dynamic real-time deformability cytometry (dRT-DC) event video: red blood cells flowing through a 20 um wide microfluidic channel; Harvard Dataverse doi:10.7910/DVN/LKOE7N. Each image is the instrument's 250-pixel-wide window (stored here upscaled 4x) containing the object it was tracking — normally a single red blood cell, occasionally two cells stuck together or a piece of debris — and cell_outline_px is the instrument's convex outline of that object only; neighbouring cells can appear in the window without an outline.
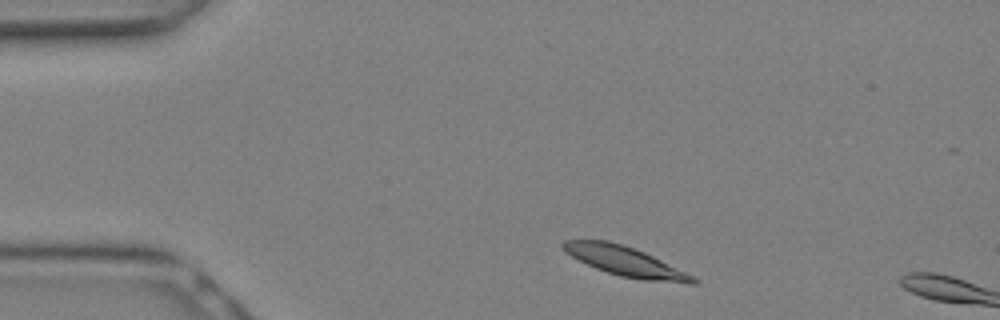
{"species": "Egyptian fruit bat (a non-hibernating species)", "species_latin": "Rousettus aegyptiacus", "temperature_condition": "warm", "stored_images_in_passage": 3, "camera_frame_rate_fps": 3000, "um_per_image_px": 0.085, "animal": {"sex": "female"}, "frame": {"image": 1, "passage_image": 2, "time_ms": 0.333, "image_size_px": [1000, 320], "cell_outline_px": [[700, 280], [696, 284], [688, 284], [644, 280], [620, 276], [596, 268], [564, 252], [560, 244], [564, 240], [608, 240], [644, 252], [696, 276]], "centroid_in_image_um": [53.21, 22.23], "position_along_channel_um": 31.8, "area_um2": 22.37}}